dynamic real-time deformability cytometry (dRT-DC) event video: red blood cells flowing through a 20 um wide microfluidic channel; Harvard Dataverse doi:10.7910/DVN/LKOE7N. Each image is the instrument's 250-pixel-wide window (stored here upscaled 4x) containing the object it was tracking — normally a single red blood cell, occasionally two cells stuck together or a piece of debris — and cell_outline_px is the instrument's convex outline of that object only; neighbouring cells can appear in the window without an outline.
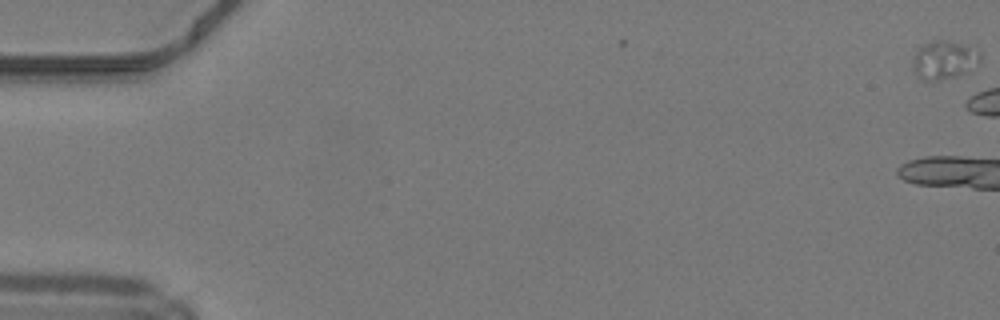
{"species": "common noctule bat (a hibernating species)", "species_latin": "Nyctalus noctula", "temperature_condition": "warm", "stored_images_in_passage": 5, "camera_frame_rate_fps": 3000, "um_per_image_px": 0.085, "animal": {"sex": "male", "body_mass_g": 19.2, "forearm_length_mm": 51.8}, "frame": {"image": 1, "passage_image": 1, "time_ms": 0.0, "image_size_px": [1000, 320], "cell_outline_px": [[980, 60], [968, 72], [956, 76], [940, 80], [920, 80], [916, 76], [912, 68], [912, 60], [916, 48], [932, 40], [948, 40], [968, 44], [980, 52]], "centroid_in_image_um": [80.21, 5.08], "position_along_channel_um": 4.8, "area_um2": 15.55}}